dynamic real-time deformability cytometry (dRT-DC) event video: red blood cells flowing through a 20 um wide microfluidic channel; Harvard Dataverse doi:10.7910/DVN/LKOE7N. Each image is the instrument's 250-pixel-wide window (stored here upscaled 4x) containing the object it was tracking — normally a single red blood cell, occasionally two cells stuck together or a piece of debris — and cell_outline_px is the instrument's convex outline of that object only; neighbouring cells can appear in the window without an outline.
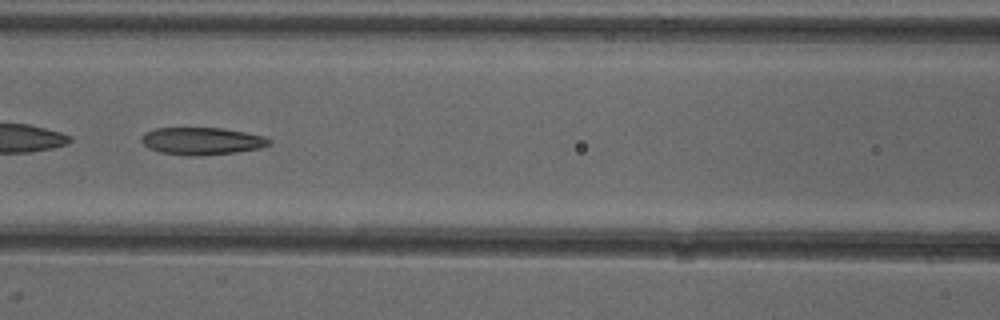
{"species": "common noctule bat (a hibernating species)", "species_latin": "Nyctalus noctula", "temperature_condition": "cold", "stored_images_in_passage": 37, "camera_frame_rate_fps": 3000, "um_per_image_px": 0.085, "animal": {"sex": "female"}, "frame": {"image": 1, "passage_image": 11, "time_ms": 3.333, "image_size_px": [1000, 320], "cell_outline_px": [[272, 144], [260, 148], [236, 152], [200, 156], [196, 156], [160, 152], [148, 148], [140, 140], [140, 136], [144, 132], [156, 128], [224, 128], [264, 136], [272, 140]], "centroid_in_image_um": [17.16, 11.98], "position_along_channel_um": 149.4, "area_um2": 20.46}, "authors_computed_cell_mechanics": {"area_um2": 20.6346, "velocity_mm_per_s": 3.986, "shape_relaxation_time_tau1_ms": null, "shape_relaxation_time_tau2_ms": 2.3552, "deformation_change_tau1": null, "deformation_change_tau2": 0.1075}}